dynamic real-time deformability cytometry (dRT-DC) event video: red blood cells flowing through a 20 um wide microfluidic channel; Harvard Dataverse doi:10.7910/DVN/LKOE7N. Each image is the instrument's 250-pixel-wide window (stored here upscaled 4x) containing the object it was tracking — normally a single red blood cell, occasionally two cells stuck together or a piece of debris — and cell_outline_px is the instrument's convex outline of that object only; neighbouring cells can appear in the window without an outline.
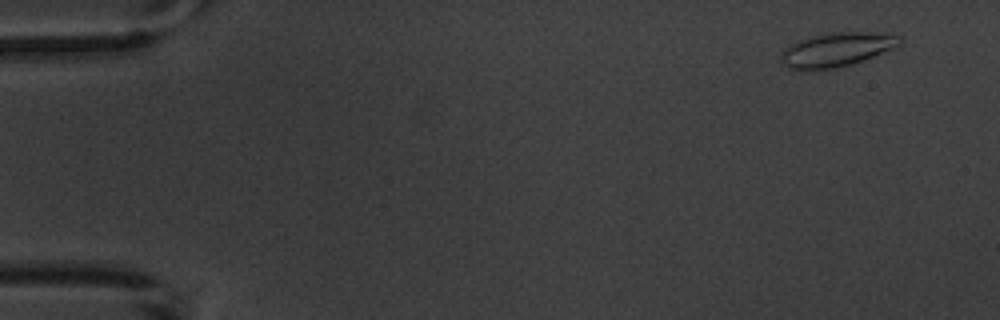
{"species": "common noctule bat (a hibernating species)", "species_latin": "Nyctalus noctula", "temperature_condition": "warm", "stored_images_in_passage": 5, "camera_frame_rate_fps": 3000, "um_per_image_px": 0.085, "animal": {"sex": "male", "body_mass_g": 20.1, "forearm_length_mm": 53.5}, "frame": {"image": 1, "passage_image": 1, "time_ms": 0.0, "image_size_px": [1000, 320], "cell_outline_px": [[900, 44], [892, 48], [872, 56], [848, 64], [816, 72], [800, 72], [788, 68], [780, 60], [780, 52], [788, 44], [796, 40], [812, 36], [832, 32], [872, 32], [900, 36]], "centroid_in_image_um": [70.96, 4.24], "position_along_channel_um": 14.0, "area_um2": 23.76}}